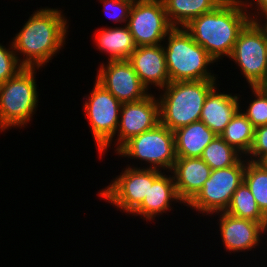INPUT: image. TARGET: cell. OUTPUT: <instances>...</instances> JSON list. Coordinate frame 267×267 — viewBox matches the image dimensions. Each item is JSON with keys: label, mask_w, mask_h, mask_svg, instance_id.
I'll return each instance as SVG.
<instances>
[{"label": "cell", "mask_w": 267, "mask_h": 267, "mask_svg": "<svg viewBox=\"0 0 267 267\" xmlns=\"http://www.w3.org/2000/svg\"><path fill=\"white\" fill-rule=\"evenodd\" d=\"M63 9L40 7L30 14L12 40L19 63L26 68H42L66 44L69 19ZM63 47V48H62ZM23 57V58H22Z\"/></svg>", "instance_id": "6da1fadb"}, {"label": "cell", "mask_w": 267, "mask_h": 267, "mask_svg": "<svg viewBox=\"0 0 267 267\" xmlns=\"http://www.w3.org/2000/svg\"><path fill=\"white\" fill-rule=\"evenodd\" d=\"M249 22L242 0H224L214 10L192 19L184 28L216 62H220L230 56L239 33Z\"/></svg>", "instance_id": "7a4b0ae2"}, {"label": "cell", "mask_w": 267, "mask_h": 267, "mask_svg": "<svg viewBox=\"0 0 267 267\" xmlns=\"http://www.w3.org/2000/svg\"><path fill=\"white\" fill-rule=\"evenodd\" d=\"M163 49L170 82L218 80V75L210 70L216 61L184 27H173L169 31Z\"/></svg>", "instance_id": "3957f363"}, {"label": "cell", "mask_w": 267, "mask_h": 267, "mask_svg": "<svg viewBox=\"0 0 267 267\" xmlns=\"http://www.w3.org/2000/svg\"><path fill=\"white\" fill-rule=\"evenodd\" d=\"M218 80L169 82L159 101L160 123L171 131L200 121L201 111L208 93L218 84Z\"/></svg>", "instance_id": "277c9868"}, {"label": "cell", "mask_w": 267, "mask_h": 267, "mask_svg": "<svg viewBox=\"0 0 267 267\" xmlns=\"http://www.w3.org/2000/svg\"><path fill=\"white\" fill-rule=\"evenodd\" d=\"M41 68L21 69L0 84V132L28 126L37 111L39 90L36 74Z\"/></svg>", "instance_id": "5b68a950"}, {"label": "cell", "mask_w": 267, "mask_h": 267, "mask_svg": "<svg viewBox=\"0 0 267 267\" xmlns=\"http://www.w3.org/2000/svg\"><path fill=\"white\" fill-rule=\"evenodd\" d=\"M116 155L141 161V168L145 164V168L170 172L176 161L175 134L159 123L154 128L132 137Z\"/></svg>", "instance_id": "8992f818"}, {"label": "cell", "mask_w": 267, "mask_h": 267, "mask_svg": "<svg viewBox=\"0 0 267 267\" xmlns=\"http://www.w3.org/2000/svg\"><path fill=\"white\" fill-rule=\"evenodd\" d=\"M137 165L127 164L120 175L115 176L97 194L125 215H130L143 202L149 191V182H154L164 172Z\"/></svg>", "instance_id": "52a82bcc"}, {"label": "cell", "mask_w": 267, "mask_h": 267, "mask_svg": "<svg viewBox=\"0 0 267 267\" xmlns=\"http://www.w3.org/2000/svg\"><path fill=\"white\" fill-rule=\"evenodd\" d=\"M247 161L243 156L233 166L212 170L202 189L186 205L187 208L190 207L198 212V215H208L210 218L212 215L214 217L215 213L225 212L234 192L243 182Z\"/></svg>", "instance_id": "ba28073f"}, {"label": "cell", "mask_w": 267, "mask_h": 267, "mask_svg": "<svg viewBox=\"0 0 267 267\" xmlns=\"http://www.w3.org/2000/svg\"><path fill=\"white\" fill-rule=\"evenodd\" d=\"M228 58L237 65L249 87L258 86L267 75V33L250 21L239 33Z\"/></svg>", "instance_id": "9c48e42d"}, {"label": "cell", "mask_w": 267, "mask_h": 267, "mask_svg": "<svg viewBox=\"0 0 267 267\" xmlns=\"http://www.w3.org/2000/svg\"><path fill=\"white\" fill-rule=\"evenodd\" d=\"M94 83L93 89L82 98V110L99 152L116 137L122 103L97 81Z\"/></svg>", "instance_id": "30bf717a"}, {"label": "cell", "mask_w": 267, "mask_h": 267, "mask_svg": "<svg viewBox=\"0 0 267 267\" xmlns=\"http://www.w3.org/2000/svg\"><path fill=\"white\" fill-rule=\"evenodd\" d=\"M126 25L136 47L163 44L173 28L162 0H134Z\"/></svg>", "instance_id": "8fae6325"}, {"label": "cell", "mask_w": 267, "mask_h": 267, "mask_svg": "<svg viewBox=\"0 0 267 267\" xmlns=\"http://www.w3.org/2000/svg\"><path fill=\"white\" fill-rule=\"evenodd\" d=\"M160 123L159 101L152 92L144 99L136 102L123 103L120 119L113 137L98 153L99 158L108 152L114 142L116 153L132 137L154 128ZM118 133V134H117ZM116 138V139H114ZM114 140V141H113Z\"/></svg>", "instance_id": "7c38bea8"}, {"label": "cell", "mask_w": 267, "mask_h": 267, "mask_svg": "<svg viewBox=\"0 0 267 267\" xmlns=\"http://www.w3.org/2000/svg\"><path fill=\"white\" fill-rule=\"evenodd\" d=\"M96 73L95 81L122 104L140 101L150 94L128 60L101 62Z\"/></svg>", "instance_id": "4fadbf2b"}, {"label": "cell", "mask_w": 267, "mask_h": 267, "mask_svg": "<svg viewBox=\"0 0 267 267\" xmlns=\"http://www.w3.org/2000/svg\"><path fill=\"white\" fill-rule=\"evenodd\" d=\"M217 219L221 242L225 246V251L232 253H248L253 248H259L262 240H267L264 235L266 228L259 222H254L248 219L238 218L226 212L215 213ZM264 234V235H263ZM264 237V238H263ZM263 238V239H262Z\"/></svg>", "instance_id": "5bb4252c"}, {"label": "cell", "mask_w": 267, "mask_h": 267, "mask_svg": "<svg viewBox=\"0 0 267 267\" xmlns=\"http://www.w3.org/2000/svg\"><path fill=\"white\" fill-rule=\"evenodd\" d=\"M127 60L150 93L152 87L159 91L170 82L163 44L136 47Z\"/></svg>", "instance_id": "9a60e30c"}, {"label": "cell", "mask_w": 267, "mask_h": 267, "mask_svg": "<svg viewBox=\"0 0 267 267\" xmlns=\"http://www.w3.org/2000/svg\"><path fill=\"white\" fill-rule=\"evenodd\" d=\"M168 173V174H166ZM165 171L154 181L149 182V191L143 202L131 213L132 216H140L145 221L157 220L155 217L170 213L174 203L186 206L178 196L172 173ZM173 203V207H172ZM172 207V208H171Z\"/></svg>", "instance_id": "2e32d148"}, {"label": "cell", "mask_w": 267, "mask_h": 267, "mask_svg": "<svg viewBox=\"0 0 267 267\" xmlns=\"http://www.w3.org/2000/svg\"><path fill=\"white\" fill-rule=\"evenodd\" d=\"M218 87L220 84H217L208 93L201 111L200 121L217 136H220L233 116L242 108V104L240 103V94L221 92Z\"/></svg>", "instance_id": "e0dca14e"}, {"label": "cell", "mask_w": 267, "mask_h": 267, "mask_svg": "<svg viewBox=\"0 0 267 267\" xmlns=\"http://www.w3.org/2000/svg\"><path fill=\"white\" fill-rule=\"evenodd\" d=\"M212 169L200 158H176L170 171L178 196L187 205L209 179Z\"/></svg>", "instance_id": "ac0fdd59"}, {"label": "cell", "mask_w": 267, "mask_h": 267, "mask_svg": "<svg viewBox=\"0 0 267 267\" xmlns=\"http://www.w3.org/2000/svg\"><path fill=\"white\" fill-rule=\"evenodd\" d=\"M95 30L94 45L101 53L108 55V61L127 60L136 49L132 34L127 25L104 27Z\"/></svg>", "instance_id": "d6986e66"}, {"label": "cell", "mask_w": 267, "mask_h": 267, "mask_svg": "<svg viewBox=\"0 0 267 267\" xmlns=\"http://www.w3.org/2000/svg\"><path fill=\"white\" fill-rule=\"evenodd\" d=\"M174 134L176 158L201 157L203 150L217 137L202 121L181 127Z\"/></svg>", "instance_id": "ffe728a7"}, {"label": "cell", "mask_w": 267, "mask_h": 267, "mask_svg": "<svg viewBox=\"0 0 267 267\" xmlns=\"http://www.w3.org/2000/svg\"><path fill=\"white\" fill-rule=\"evenodd\" d=\"M224 0H162L169 23L184 27L192 19L214 10Z\"/></svg>", "instance_id": "44dd1931"}, {"label": "cell", "mask_w": 267, "mask_h": 267, "mask_svg": "<svg viewBox=\"0 0 267 267\" xmlns=\"http://www.w3.org/2000/svg\"><path fill=\"white\" fill-rule=\"evenodd\" d=\"M254 134L255 127L239 109L220 137L245 157L251 149Z\"/></svg>", "instance_id": "7402d4cb"}, {"label": "cell", "mask_w": 267, "mask_h": 267, "mask_svg": "<svg viewBox=\"0 0 267 267\" xmlns=\"http://www.w3.org/2000/svg\"><path fill=\"white\" fill-rule=\"evenodd\" d=\"M225 212L238 218L259 222L265 228L267 227V217L259 209L253 194L244 181L234 192Z\"/></svg>", "instance_id": "603a6c76"}, {"label": "cell", "mask_w": 267, "mask_h": 267, "mask_svg": "<svg viewBox=\"0 0 267 267\" xmlns=\"http://www.w3.org/2000/svg\"><path fill=\"white\" fill-rule=\"evenodd\" d=\"M243 155L217 136L203 150L201 159L212 169H222L235 165Z\"/></svg>", "instance_id": "cb8c5ba5"}, {"label": "cell", "mask_w": 267, "mask_h": 267, "mask_svg": "<svg viewBox=\"0 0 267 267\" xmlns=\"http://www.w3.org/2000/svg\"><path fill=\"white\" fill-rule=\"evenodd\" d=\"M243 181L253 194L259 209L267 217V167L262 162L247 161Z\"/></svg>", "instance_id": "d4e9b609"}, {"label": "cell", "mask_w": 267, "mask_h": 267, "mask_svg": "<svg viewBox=\"0 0 267 267\" xmlns=\"http://www.w3.org/2000/svg\"><path fill=\"white\" fill-rule=\"evenodd\" d=\"M252 91V98L248 106L240 110L255 128L267 125V95L259 87H249ZM253 99V100H252Z\"/></svg>", "instance_id": "484cf974"}, {"label": "cell", "mask_w": 267, "mask_h": 267, "mask_svg": "<svg viewBox=\"0 0 267 267\" xmlns=\"http://www.w3.org/2000/svg\"><path fill=\"white\" fill-rule=\"evenodd\" d=\"M3 46L0 43V84L14 77L24 67L17 60L12 41Z\"/></svg>", "instance_id": "4316f807"}, {"label": "cell", "mask_w": 267, "mask_h": 267, "mask_svg": "<svg viewBox=\"0 0 267 267\" xmlns=\"http://www.w3.org/2000/svg\"><path fill=\"white\" fill-rule=\"evenodd\" d=\"M103 11L115 24L126 25L134 0H99Z\"/></svg>", "instance_id": "83f0119b"}, {"label": "cell", "mask_w": 267, "mask_h": 267, "mask_svg": "<svg viewBox=\"0 0 267 267\" xmlns=\"http://www.w3.org/2000/svg\"><path fill=\"white\" fill-rule=\"evenodd\" d=\"M245 157L252 162H262L267 157V125L255 128L251 149Z\"/></svg>", "instance_id": "f1b7e54d"}, {"label": "cell", "mask_w": 267, "mask_h": 267, "mask_svg": "<svg viewBox=\"0 0 267 267\" xmlns=\"http://www.w3.org/2000/svg\"><path fill=\"white\" fill-rule=\"evenodd\" d=\"M251 22H256L267 12V0H242ZM250 9V10H249Z\"/></svg>", "instance_id": "f546056e"}, {"label": "cell", "mask_w": 267, "mask_h": 267, "mask_svg": "<svg viewBox=\"0 0 267 267\" xmlns=\"http://www.w3.org/2000/svg\"><path fill=\"white\" fill-rule=\"evenodd\" d=\"M264 22V23H263ZM256 23L267 33V12L264 13Z\"/></svg>", "instance_id": "4dcf8cb0"}, {"label": "cell", "mask_w": 267, "mask_h": 267, "mask_svg": "<svg viewBox=\"0 0 267 267\" xmlns=\"http://www.w3.org/2000/svg\"><path fill=\"white\" fill-rule=\"evenodd\" d=\"M257 87H259L267 95V75Z\"/></svg>", "instance_id": "1f68e13d"}, {"label": "cell", "mask_w": 267, "mask_h": 267, "mask_svg": "<svg viewBox=\"0 0 267 267\" xmlns=\"http://www.w3.org/2000/svg\"><path fill=\"white\" fill-rule=\"evenodd\" d=\"M262 163L267 167V157L262 161Z\"/></svg>", "instance_id": "d6a6232c"}]
</instances>
